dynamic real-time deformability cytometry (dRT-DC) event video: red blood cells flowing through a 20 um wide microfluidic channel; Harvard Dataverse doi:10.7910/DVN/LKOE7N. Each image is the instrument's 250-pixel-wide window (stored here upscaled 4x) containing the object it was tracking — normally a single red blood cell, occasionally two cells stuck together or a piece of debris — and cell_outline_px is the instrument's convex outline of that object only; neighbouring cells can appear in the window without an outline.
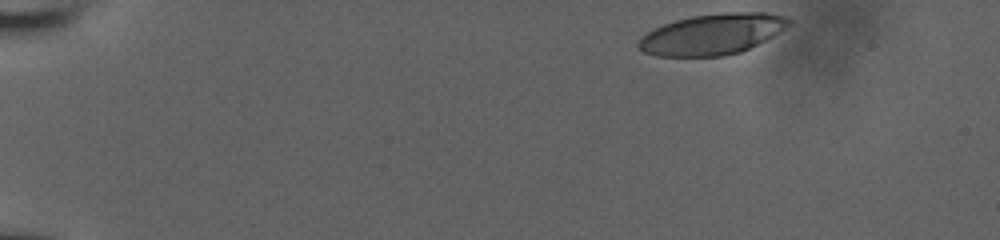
{"species": "human", "species_latin": "Homo sapiens", "temperature_condition": "room temperature", "stored_images_in_passage": 41, "camera_frame_rate_fps": 3000, "um_per_image_px": 0.085, "donor": {"sex": "male"}, "frame": {"image": 1, "passage_image": 1, "time_ms": 0.0, "image_size_px": [1000, 240], "cell_outline_px": [[792, 24], [780, 32], [740, 52], [724, 56], [656, 56], [644, 52], [636, 44], [640, 36], [664, 24], [676, 20], [692, 16], [724, 12], [764, 12], [784, 16], [792, 20]], "centroid_in_image_um": [60.55, 2.9], "position_along_channel_um": 24.5, "area_um2": 35.66}}
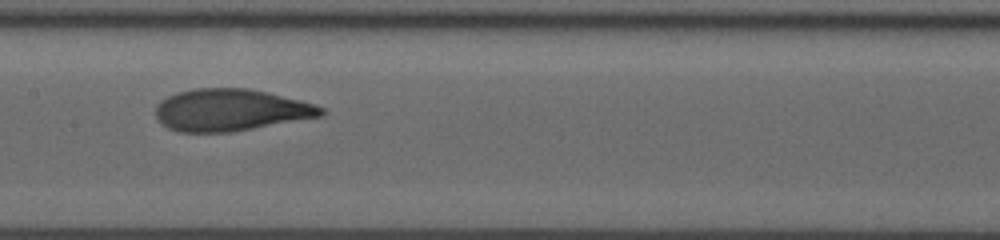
{"frame": {"image": 2, "passage_image": 23, "time_ms": 7.333, "image_size_px": [1000, 240], "cell_outline_px": [[328, 112], [324, 116], [232, 132], [180, 132], [168, 128], [160, 124], [156, 116], [156, 104], [160, 100], [176, 92], [196, 88], [248, 88], [268, 92], [316, 104], [324, 108]], "centroid_in_image_um": [19.62, 9.35], "position_along_channel_um": 187.8, "area_um2": 40.92}}
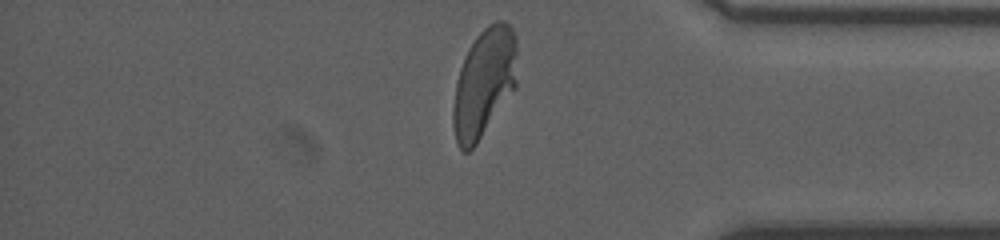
{"frame": {"image": 3, "passage_image": 40, "time_ms": 13.0, "image_size_px": [1000, 240], "cell_outline_px": [[516, 88], [476, 144], [468, 152], [464, 152], [456, 144], [452, 124], [452, 108], [456, 80], [460, 68], [468, 48], [476, 36], [488, 24], [496, 20], [504, 20], [512, 28], [516, 36]], "centroid_in_image_um": [41.13, 7.04], "position_along_channel_um": 394.1, "area_um2": 40.92}, "authors_computed_cell_mechanics": {"area_um2": 39.6508, "velocity_mm_per_s": 3.907, "shape_relaxation_time_tau1_ms": 4.6195, "shape_relaxation_time_tau2_ms": 0.9406, "deformation_change_tau1": 0.223, "deformation_change_tau2": 0.073}}